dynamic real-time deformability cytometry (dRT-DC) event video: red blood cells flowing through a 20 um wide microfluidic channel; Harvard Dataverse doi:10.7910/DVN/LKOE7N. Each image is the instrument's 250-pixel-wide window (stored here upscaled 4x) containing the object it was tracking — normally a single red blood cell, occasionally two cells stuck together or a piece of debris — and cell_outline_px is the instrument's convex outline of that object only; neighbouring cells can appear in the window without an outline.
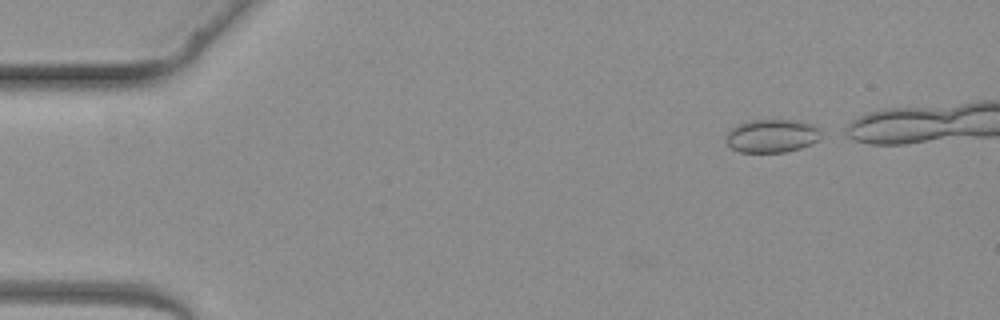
{"species": "common noctule bat (a hibernating species)", "species_latin": "Nyctalus noctula", "temperature_condition": "warm", "stored_images_in_passage": 4, "camera_frame_rate_fps": 3000, "um_per_image_px": 0.085, "animal": {"sex": "female", "body_mass_g": 19.3, "forearm_length_mm": 54.1}, "frame": {"image": 1, "passage_image": 1, "time_ms": 0.0, "image_size_px": [1000, 320], "cell_outline_px": [[820, 136], [812, 144], [800, 148], [784, 152], [740, 152], [732, 148], [724, 140], [724, 136], [736, 124], [744, 120], [792, 120], [812, 124], [820, 128]], "centroid_in_image_um": [65.56, 11.54], "position_along_channel_um": 19.4, "area_um2": 18.55}}